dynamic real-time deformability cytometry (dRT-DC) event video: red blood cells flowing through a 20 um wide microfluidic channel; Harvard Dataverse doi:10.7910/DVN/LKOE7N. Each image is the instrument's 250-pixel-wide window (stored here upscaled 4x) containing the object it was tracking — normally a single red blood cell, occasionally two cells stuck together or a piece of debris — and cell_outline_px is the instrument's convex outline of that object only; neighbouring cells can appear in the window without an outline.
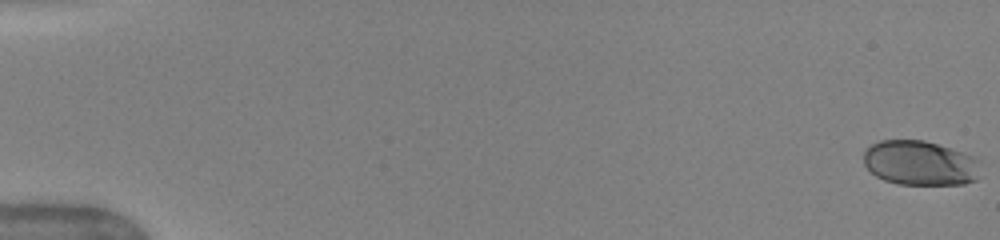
{"species": "human", "species_latin": "Homo sapiens", "temperature_condition": "warm", "stored_images_in_passage": 51, "camera_frame_rate_fps": 3000, "um_per_image_px": 0.085, "donor": {"sex": "female"}, "frame": {"image": 1, "passage_image": 1, "time_ms": 0.0, "image_size_px": [1000, 240], "cell_outline_px": [[980, 176], [976, 180], [964, 184], [896, 184], [884, 180], [876, 176], [864, 164], [864, 148], [880, 140], [924, 140], [964, 152], [980, 160]], "centroid_in_image_um": [78.22, 13.86], "position_along_channel_um": 6.8, "area_um2": 30.75}}
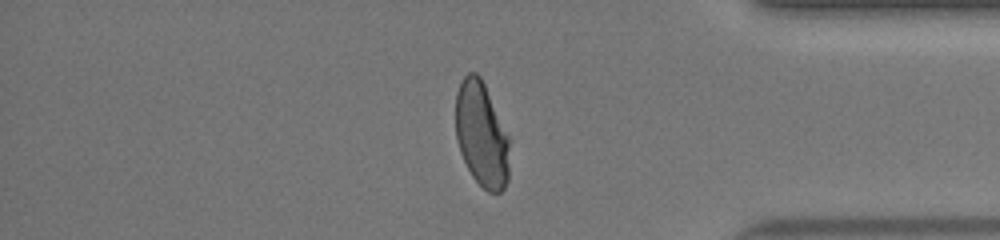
{"frame": {"image": 2, "passage_image": 44, "time_ms": 14.333, "image_size_px": [1000, 240], "cell_outline_px": [[508, 180], [504, 188], [500, 192], [488, 192], [472, 176], [460, 152], [456, 140], [456, 92], [464, 76], [468, 72], [476, 72], [480, 76], [484, 84], [508, 136]], "centroid_in_image_um": [40.91, 11.43], "position_along_channel_um": 394.3, "area_um2": 32.48}}
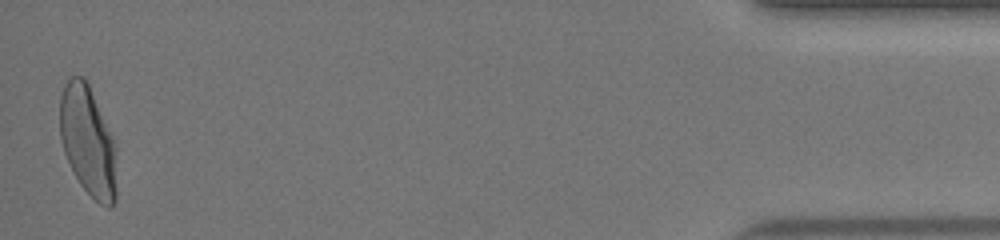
{"frame": {"image": 3, "passage_image": 51, "time_ms": 16.667, "image_size_px": [1000, 240], "cell_outline_px": [[116, 200], [108, 208], [100, 204], [80, 184], [64, 152], [60, 140], [60, 96], [64, 84], [72, 76], [84, 76], [88, 84], [112, 136], [116, 148]], "centroid_in_image_um": [7.47, 12.0], "position_along_channel_um": 427.7, "area_um2": 36.07}, "authors_computed_cell_mechanics": {"area_um2": 33.9286, "velocity_mm_per_s": 4.0478, "shape_relaxation_time_tau1_ms": 3.8662, "shape_relaxation_time_tau2_ms": null, "deformation_change_tau1": 0.1906, "deformation_change_tau2": null}}